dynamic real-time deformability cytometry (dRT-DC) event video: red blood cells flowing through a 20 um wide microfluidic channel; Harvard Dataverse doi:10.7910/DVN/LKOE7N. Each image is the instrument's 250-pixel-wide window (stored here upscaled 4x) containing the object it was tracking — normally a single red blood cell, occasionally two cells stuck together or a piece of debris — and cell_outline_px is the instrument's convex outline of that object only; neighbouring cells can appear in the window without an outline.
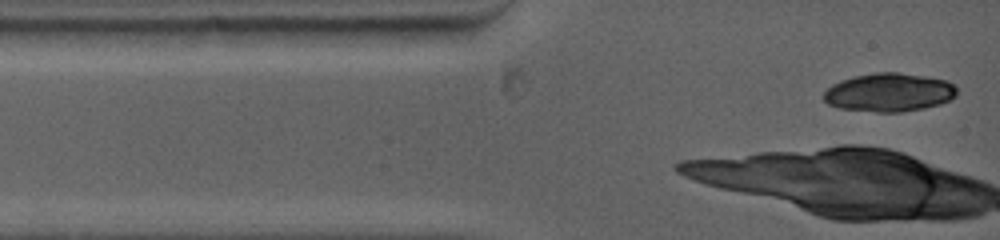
{"species": "common noctule bat (a hibernating species)", "species_latin": "Nyctalus noctula", "temperature_condition": "warm", "stored_images_in_passage": 2, "camera_frame_rate_fps": 5000, "um_per_image_px": 0.085, "animal": {"sex": "female", "body_mass_g": 19.0, "forearm_length_mm": 53.3}, "frame": {"image": 1, "passage_image": 1, "time_ms": 0.0, "image_size_px": [1000, 240], "cell_outline_px": [[956, 96], [940, 104], [924, 108], [900, 112], [876, 112], [840, 108], [828, 104], [824, 100], [824, 92], [832, 84], [840, 80], [856, 76], [876, 72], [896, 72], [928, 76], [948, 80], [956, 88]], "centroid_in_image_um": [75.58, 7.85], "position_along_channel_um": 9.4, "area_um2": 29.88}}